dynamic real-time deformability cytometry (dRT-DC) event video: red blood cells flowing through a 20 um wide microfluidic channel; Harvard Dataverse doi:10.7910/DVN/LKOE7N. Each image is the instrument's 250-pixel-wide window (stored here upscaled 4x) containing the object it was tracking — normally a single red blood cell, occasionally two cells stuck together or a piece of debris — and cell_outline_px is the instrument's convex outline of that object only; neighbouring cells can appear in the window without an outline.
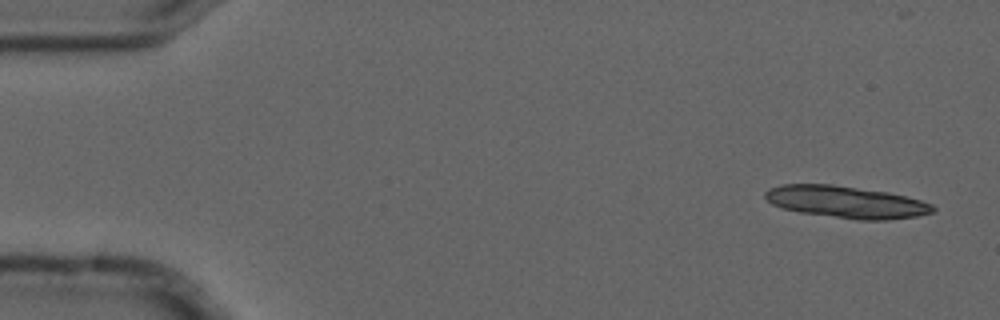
{"species": "common noctule bat (a hibernating species)", "species_latin": "Nyctalus noctula", "temperature_condition": "cold", "stored_images_in_passage": 7, "camera_frame_rate_fps": 3000, "um_per_image_px": 0.085, "animal": {"sex": "male", "forearm_length_mm": 52.5}, "frame": {"image": 1, "passage_image": 1, "time_ms": 0.0, "image_size_px": [1000, 320], "cell_outline_px": [[936, 208], [932, 212], [916, 216], [888, 220], [856, 220], [800, 212], [784, 208], [772, 204], [764, 196], [764, 192], [768, 188], [780, 184], [832, 184], [888, 192], [920, 200], [932, 204]], "centroid_in_image_um": [71.9, 17.17], "position_along_channel_um": 13.1, "area_um2": 31.27}}
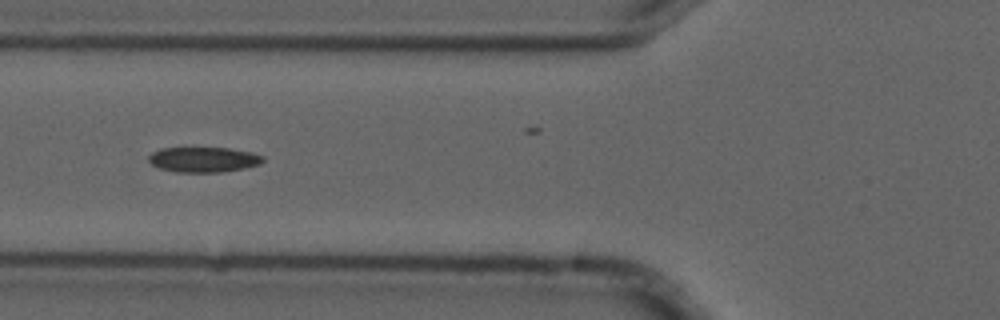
{"frame": {"image": 2, "passage_image": 6, "time_ms": 1.667, "image_size_px": [1000, 320], "cell_outline_px": [[264, 160], [260, 164], [244, 168], [224, 172], [172, 172], [160, 168], [152, 164], [148, 160], [148, 156], [152, 152], [160, 148], [228, 148], [252, 152], [264, 156]], "centroid_in_image_um": [17.3, 13.56], "position_along_channel_um": 108.5, "area_um2": 16.88}}
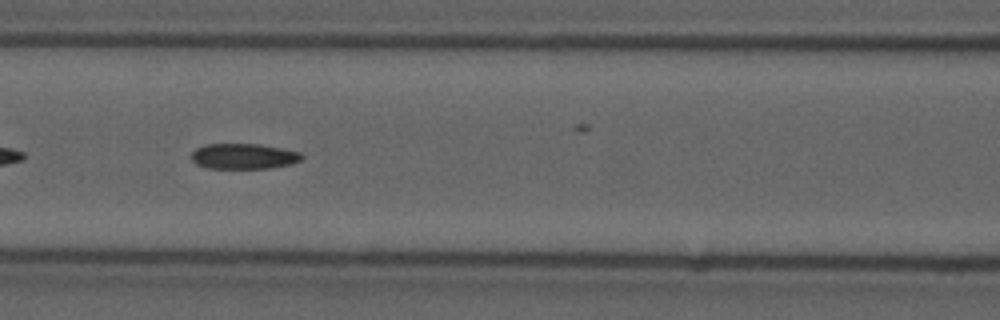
{"frame": {"image": 3, "passage_image": 7, "time_ms": 2.0, "image_size_px": [1000, 320], "cell_outline_px": [[304, 156], [300, 160], [292, 164], [272, 168], [208, 168], [196, 164], [192, 160], [192, 152], [196, 148], [204, 144], [260, 144], [300, 152]], "centroid_in_image_um": [20.71, 13.28], "position_along_channel_um": 145.9, "area_um2": 16.42}}